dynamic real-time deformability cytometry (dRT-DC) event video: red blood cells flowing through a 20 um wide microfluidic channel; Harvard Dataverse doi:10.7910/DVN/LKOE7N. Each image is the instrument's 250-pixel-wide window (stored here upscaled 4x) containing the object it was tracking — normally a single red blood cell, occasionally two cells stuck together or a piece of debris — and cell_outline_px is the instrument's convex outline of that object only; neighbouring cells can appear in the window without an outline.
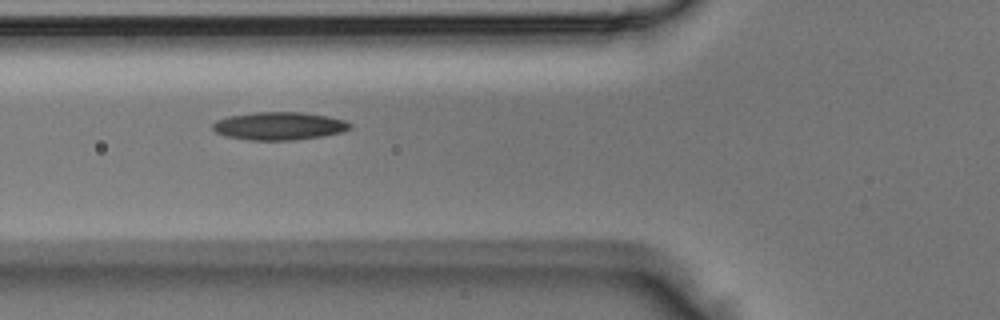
{"species": "Egyptian fruit bat (a non-hibernating species)", "species_latin": "Rousettus aegyptiacus", "temperature_condition": "room temperature", "stored_images_in_passage": 4, "camera_frame_rate_fps": 3000, "um_per_image_px": 0.085, "animal": {"sex": "male"}, "frame": {"image": 1, "passage_image": 3, "time_ms": 0.667, "image_size_px": [1000, 320], "cell_outline_px": [[352, 128], [344, 132], [324, 136], [292, 140], [248, 140], [224, 136], [216, 132], [212, 128], [212, 124], [216, 120], [228, 116], [256, 112], [300, 112], [328, 116], [344, 120], [352, 124]], "centroid_in_image_um": [23.74, 10.71], "position_along_channel_um": 102.1, "area_um2": 22.54}}
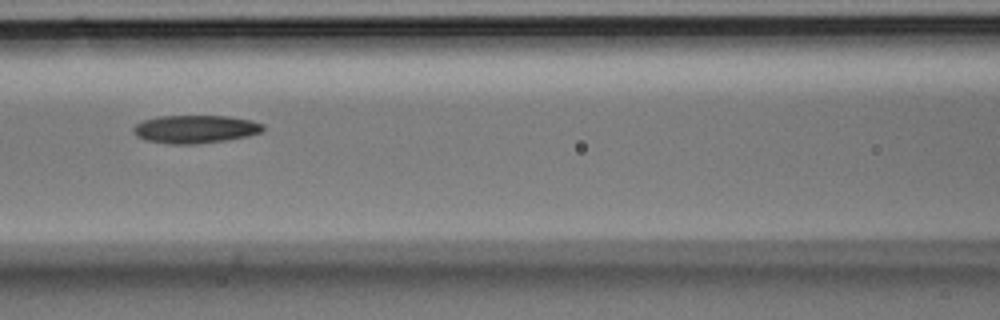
{"frame": {"image": 2, "passage_image": 4, "time_ms": 1.0, "image_size_px": [1000, 320], "cell_outline_px": [[264, 132], [248, 136], [228, 140], [196, 144], [168, 144], [144, 140], [136, 136], [132, 132], [132, 128], [136, 124], [144, 120], [156, 116], [228, 116], [252, 120], [264, 124]], "centroid_in_image_um": [16.6, 10.98], "position_along_channel_um": 150.0, "area_um2": 21.56}}